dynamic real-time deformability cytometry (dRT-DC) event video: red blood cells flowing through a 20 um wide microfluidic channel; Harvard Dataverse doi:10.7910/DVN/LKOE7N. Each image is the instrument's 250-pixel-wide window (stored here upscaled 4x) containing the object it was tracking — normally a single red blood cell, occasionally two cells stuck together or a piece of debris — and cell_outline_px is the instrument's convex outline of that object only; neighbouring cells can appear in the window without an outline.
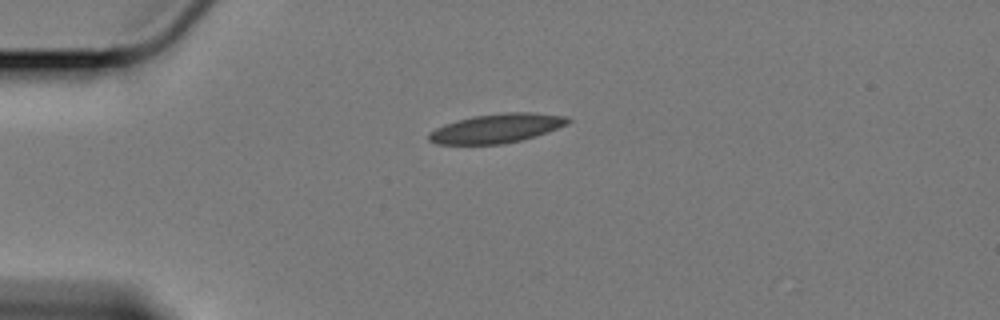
{"species": "Egyptian fruit bat (a non-hibernating species)", "species_latin": "Rousettus aegyptiacus", "temperature_condition": "cold", "stored_images_in_passage": 39, "camera_frame_rate_fps": 3000, "um_per_image_px": 0.085, "animal": {"sex": "female"}, "frame": {"image": 1, "passage_image": 1, "time_ms": 0.0, "image_size_px": [1000, 320], "cell_outline_px": [[572, 120], [568, 124], [536, 136], [504, 144], [436, 144], [428, 140], [428, 136], [436, 128], [444, 124], [456, 120], [472, 116], [504, 112], [536, 112], [568, 116]], "centroid_in_image_um": [42.25, 10.89], "position_along_channel_um": 42.7, "area_um2": 23.76}}
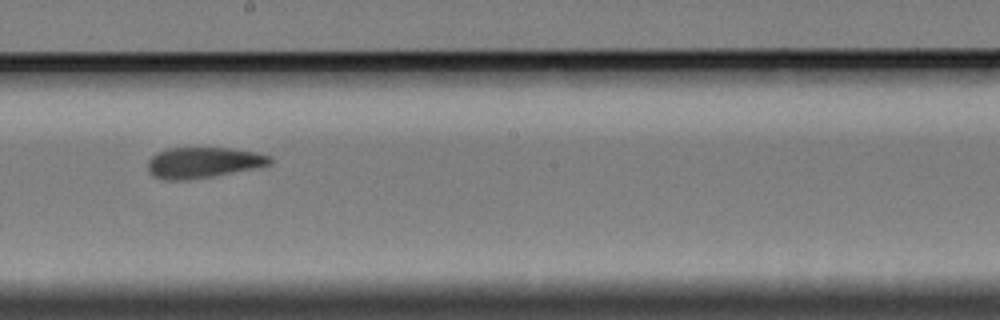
{"frame": {"image": 2, "passage_image": 20, "time_ms": 6.333, "image_size_px": [1000, 320], "cell_outline_px": [[272, 164], [212, 176], [184, 180], [168, 180], [152, 176], [148, 172], [148, 160], [156, 152], [168, 148], [232, 148], [272, 156]], "centroid_in_image_um": [17.23, 13.81], "position_along_channel_um": 231.0, "area_um2": 21.73}}
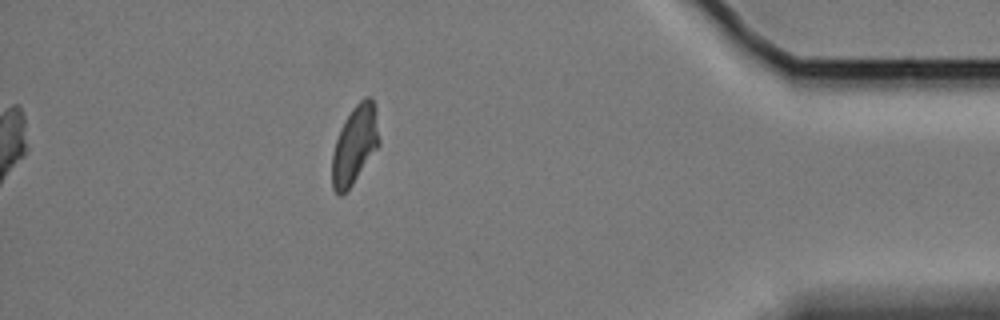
{"frame": {"image": 3, "passage_image": 39, "time_ms": 12.667, "image_size_px": [1000, 320], "cell_outline_px": [[380, 144], [352, 184], [340, 196], [332, 188], [332, 152], [340, 128], [344, 120], [352, 108], [364, 96], [372, 96], [376, 108], [380, 140]], "centroid_in_image_um": [30.17, 12.25], "position_along_channel_um": 405.0, "area_um2": 21.56}, "authors_computed_cell_mechanics": {"area_um2": 22.3108, "velocity_mm_per_s": 3.3887, "shape_relaxation_time_tau1_ms": null, "shape_relaxation_time_tau2_ms": 3.7115, "deformation_change_tau1": null, "deformation_change_tau2": 0.0859}}